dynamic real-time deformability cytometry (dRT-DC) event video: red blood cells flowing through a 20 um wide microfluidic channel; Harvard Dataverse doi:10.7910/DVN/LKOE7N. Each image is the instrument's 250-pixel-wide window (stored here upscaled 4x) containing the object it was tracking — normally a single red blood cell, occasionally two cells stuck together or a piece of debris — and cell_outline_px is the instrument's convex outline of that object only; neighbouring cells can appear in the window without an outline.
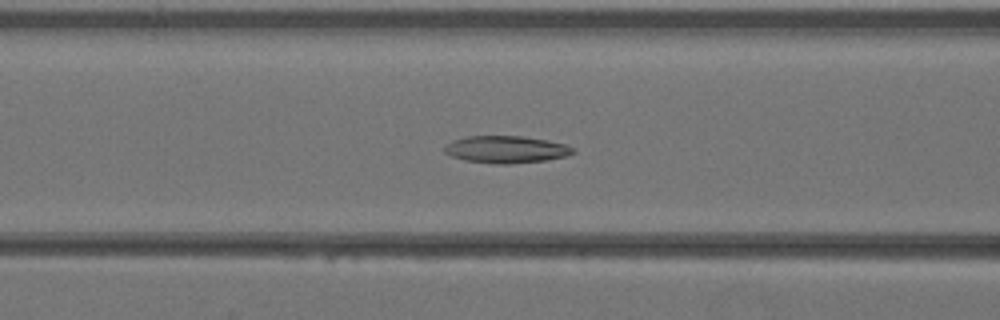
{"species": "Egyptian fruit bat (a non-hibernating species)", "species_latin": "Rousettus aegyptiacus", "temperature_condition": "warm", "stored_images_in_passage": 33, "camera_frame_rate_fps": 3000, "um_per_image_px": 0.085, "animal": {"sex": "female"}, "frame": {"image": 1, "passage_image": 12, "time_ms": 3.667, "image_size_px": [1000, 320], "cell_outline_px": [[576, 152], [568, 156], [544, 160], [508, 164], [496, 164], [464, 160], [452, 156], [444, 152], [444, 148], [452, 140], [468, 136], [524, 136], [548, 140], [564, 144], [576, 148]], "centroid_in_image_um": [43.05, 12.7], "position_along_channel_um": 123.5, "area_um2": 20.4}}
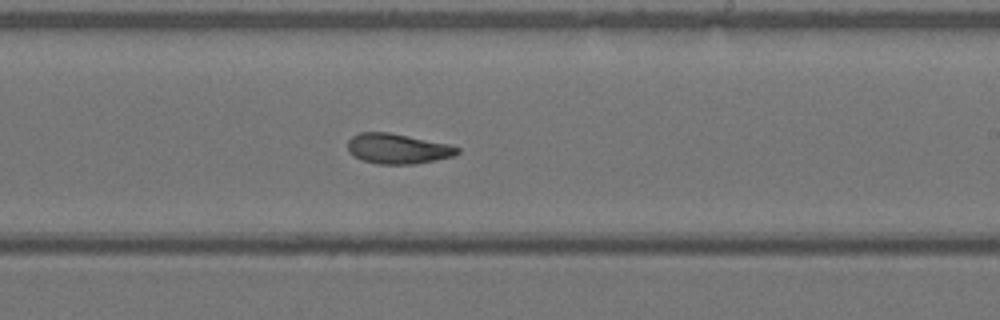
{"frame": {"image": 2, "passage_image": 20, "time_ms": 6.333, "image_size_px": [1000, 320], "cell_outline_px": [[460, 152], [456, 156], [436, 160], [412, 164], [380, 164], [364, 160], [348, 152], [348, 140], [352, 136], [360, 132], [388, 132], [452, 144], [460, 148]], "centroid_in_image_um": [33.86, 12.63], "position_along_channel_um": 255.1, "area_um2": 19.36}}
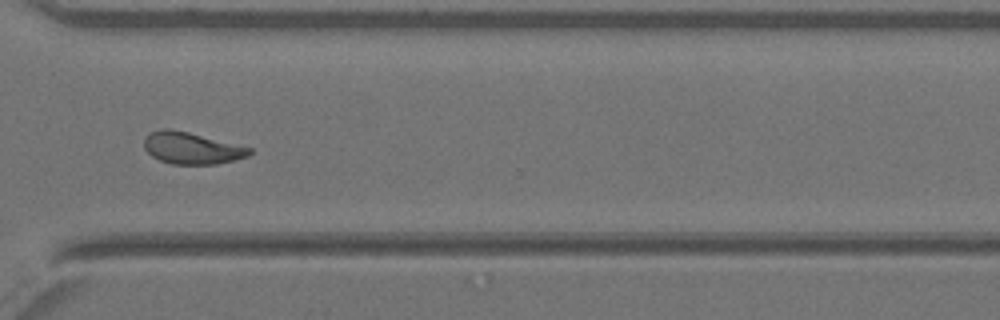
{"frame": {"image": 3, "passage_image": 26, "time_ms": 8.333, "image_size_px": [1000, 320], "cell_outline_px": [[252, 152], [248, 156], [216, 164], [172, 164], [160, 160], [152, 156], [144, 148], [144, 140], [152, 132], [160, 128], [172, 128], [252, 148]], "centroid_in_image_um": [16.28, 12.58], "position_along_channel_um": 354.3, "area_um2": 19.31}}